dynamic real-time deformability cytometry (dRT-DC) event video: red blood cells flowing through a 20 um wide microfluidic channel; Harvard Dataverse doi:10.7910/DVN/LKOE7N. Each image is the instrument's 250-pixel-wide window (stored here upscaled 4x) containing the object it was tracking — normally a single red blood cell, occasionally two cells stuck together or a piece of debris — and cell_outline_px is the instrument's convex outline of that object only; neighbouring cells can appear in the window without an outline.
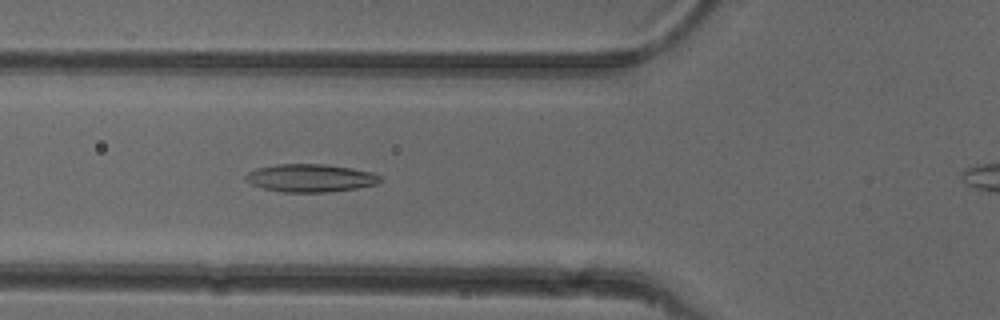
{"species": "common noctule bat (a hibernating species)", "species_latin": "Nyctalus noctula", "temperature_condition": "cold", "stored_images_in_passage": 44, "camera_frame_rate_fps": 3000, "um_per_image_px": 0.085, "animal": {"sex": "female"}, "frame": {"image": 1, "passage_image": 17, "time_ms": 5.333, "image_size_px": [1000, 320], "cell_outline_px": [[384, 180], [376, 184], [356, 188], [328, 192], [284, 192], [264, 188], [252, 184], [244, 180], [244, 176], [248, 172], [256, 168], [276, 164], [324, 164], [352, 168], [372, 172], [380, 176]], "centroid_in_image_um": [26.38, 15.12], "position_along_channel_um": 99.4, "area_um2": 21.91}}
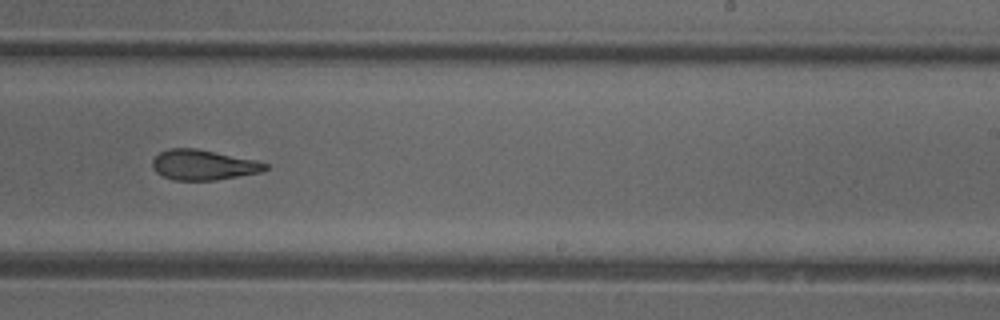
{"frame": {"image": 2, "passage_image": 30, "time_ms": 9.667, "image_size_px": [1000, 320], "cell_outline_px": [[268, 168], [260, 172], [216, 180], [172, 180], [156, 172], [152, 168], [152, 160], [160, 152], [168, 148], [196, 148], [256, 160], [268, 164]], "centroid_in_image_um": [17.26, 14.01], "position_along_channel_um": 271.7, "area_um2": 19.83}}
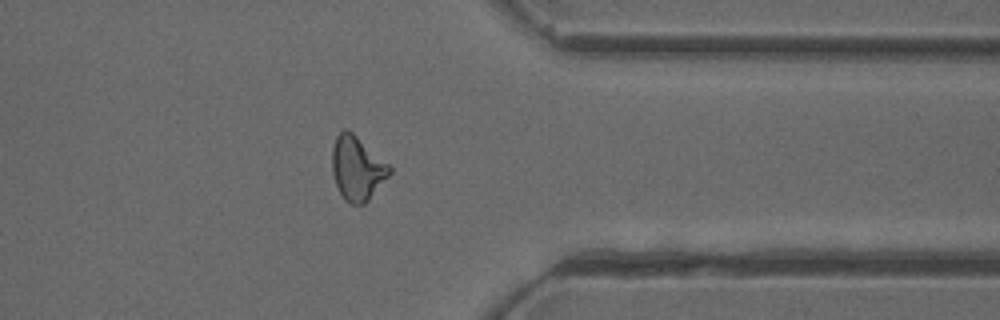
{"frame": {"image": 3, "passage_image": 39, "time_ms": 12.667, "image_size_px": [1000, 320], "cell_outline_px": [[392, 172], [368, 200], [364, 204], [352, 204], [344, 200], [336, 184], [332, 172], [332, 148], [336, 136], [344, 128], [348, 128], [388, 164], [392, 168]], "centroid_in_image_um": [30.34, 14.29], "position_along_channel_um": 381.1, "area_um2": 21.27}, "authors_computed_cell_mechanics": {"area_um2": 20.9236, "velocity_mm_per_s": 3.9726, "shape_relaxation_time_tau1_ms": null, "shape_relaxation_time_tau2_ms": 3.5732, "deformation_change_tau1": null, "deformation_change_tau2": 0.138}}